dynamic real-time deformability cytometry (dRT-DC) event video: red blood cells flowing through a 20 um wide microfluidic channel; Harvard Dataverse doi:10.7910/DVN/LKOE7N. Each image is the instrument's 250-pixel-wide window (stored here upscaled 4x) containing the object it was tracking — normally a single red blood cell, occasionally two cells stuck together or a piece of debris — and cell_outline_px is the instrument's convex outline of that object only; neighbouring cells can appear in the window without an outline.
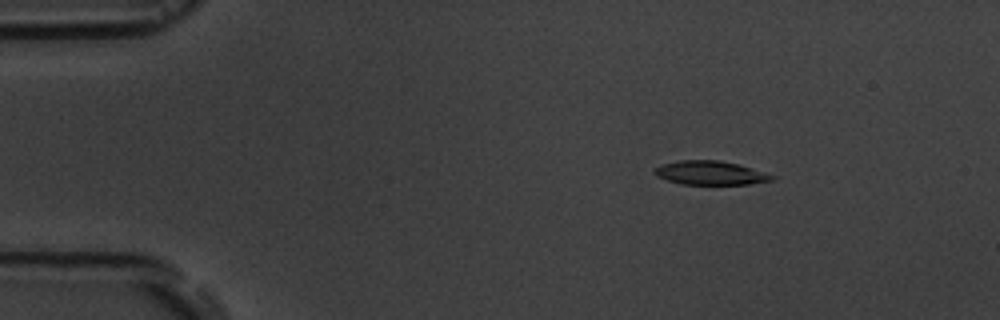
{"species": "common noctule bat (a hibernating species)", "species_latin": "Nyctalus noctula", "temperature_condition": "room temperature", "stored_images_in_passage": 4, "camera_frame_rate_fps": 3000, "um_per_image_px": 0.085, "animal": {"sex": "male", "body_mass_g": 19.5, "forearm_length_mm": 54.6}, "frame": {"image": 1, "passage_image": 1, "time_ms": 0.0, "image_size_px": [1000, 320], "cell_outline_px": [[776, 180], [748, 184], [680, 184], [656, 176], [652, 172], [660, 164], [680, 160], [720, 160], [740, 164], [776, 176]], "centroid_in_image_um": [60.39, 14.69], "position_along_channel_um": 24.6, "area_um2": 16.47}}
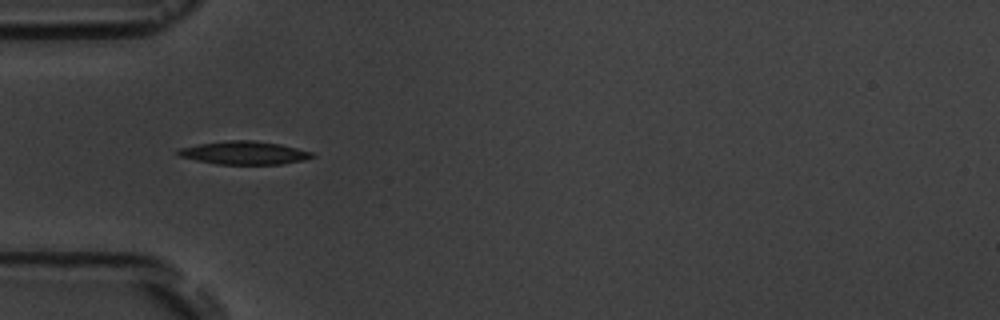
{"frame": {"image": 2, "passage_image": 3, "time_ms": 3.0, "image_size_px": [1000, 320], "cell_outline_px": [[316, 156], [304, 160], [280, 164], [216, 164], [196, 160], [180, 156], [176, 152], [180, 148], [200, 144], [228, 140], [256, 140], [280, 144], [312, 152]], "centroid_in_image_um": [20.78, 12.99], "position_along_channel_um": 64.2, "area_um2": 17.98}}
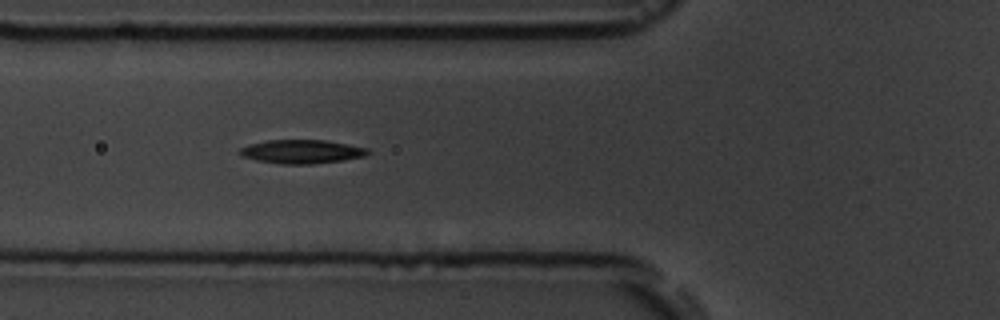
{"frame": {"image": 3, "passage_image": 4, "time_ms": 4.0, "image_size_px": [1000, 320], "cell_outline_px": [[372, 152], [364, 156], [344, 160], [312, 164], [280, 164], [256, 160], [240, 156], [236, 152], [240, 148], [248, 144], [268, 140], [324, 140], [348, 144], [368, 148]], "centroid_in_image_um": [25.61, 12.89], "position_along_channel_um": 100.2, "area_um2": 17.92}}